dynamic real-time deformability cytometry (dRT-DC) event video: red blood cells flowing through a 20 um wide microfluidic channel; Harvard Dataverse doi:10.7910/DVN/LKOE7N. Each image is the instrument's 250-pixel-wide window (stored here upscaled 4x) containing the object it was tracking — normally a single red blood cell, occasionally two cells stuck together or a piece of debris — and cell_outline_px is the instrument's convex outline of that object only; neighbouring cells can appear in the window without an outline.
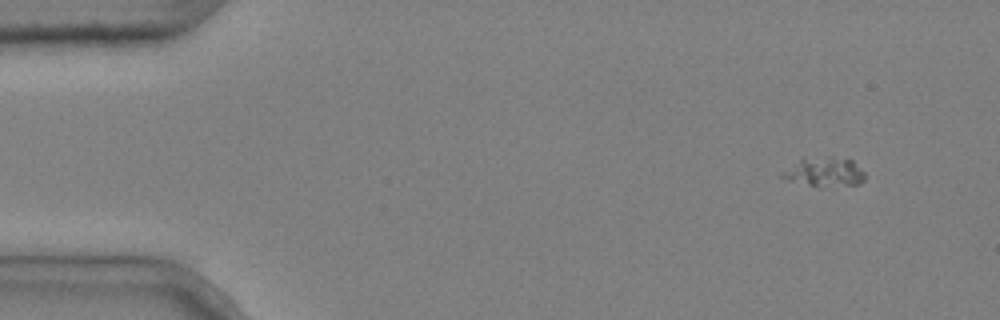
{"species": "common noctule bat (a hibernating species)", "species_latin": "Nyctalus noctula", "temperature_condition": "cold", "stored_images_in_passage": 5, "camera_frame_rate_fps": 3000, "um_per_image_px": 0.085, "animal": {"sex": "male", "body_mass_g": 20.4}, "frame": {"image": 1, "passage_image": 2, "time_ms": 0.333, "image_size_px": [1000, 320], "cell_outline_px": [[864, 180], [860, 184], [808, 184], [788, 180], [780, 176], [780, 172], [804, 156], [832, 156], [852, 160], [864, 172]], "centroid_in_image_um": [70.04, 14.54], "position_along_channel_um": 15.0, "area_um2": 13.76}}
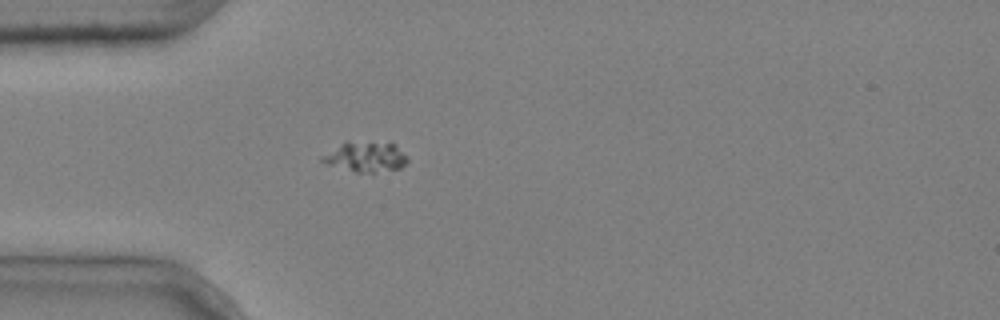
{"frame": {"image": 2, "passage_image": 5, "time_ms": 1.333, "image_size_px": [1000, 320], "cell_outline_px": [[408, 160], [400, 168], [372, 172], [356, 172], [328, 164], [320, 160], [320, 156], [344, 140], [348, 140], [396, 144]], "centroid_in_image_um": [31.01, 13.29], "position_along_channel_um": 54.0, "area_um2": 14.97}}